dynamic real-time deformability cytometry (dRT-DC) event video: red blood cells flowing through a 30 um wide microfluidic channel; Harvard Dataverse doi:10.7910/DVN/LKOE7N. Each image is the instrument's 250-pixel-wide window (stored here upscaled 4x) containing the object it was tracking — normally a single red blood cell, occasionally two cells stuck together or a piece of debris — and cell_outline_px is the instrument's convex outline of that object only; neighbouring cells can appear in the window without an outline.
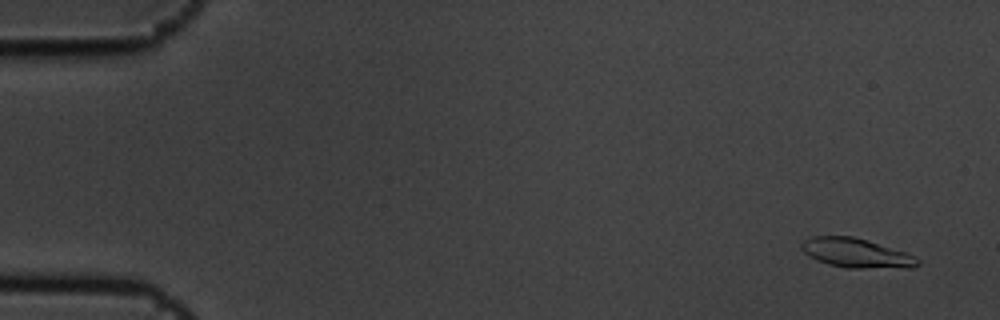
{"species": "common noctule bat (a hibernating species)", "species_latin": "Nyctalus noctula", "temperature_condition": "cold", "stored_images_in_passage": 6, "camera_frame_rate_fps": 3000, "um_per_image_px": 0.085, "animal": {"sex": "male", "body_mass_g": 19.5, "forearm_length_mm": 54.6}, "frame": {"image": 1, "passage_image": 1, "time_ms": 0.0, "image_size_px": [1000, 320], "cell_outline_px": [[920, 264], [912, 268], [844, 268], [828, 264], [816, 260], [808, 256], [800, 248], [800, 244], [804, 240], [812, 236], [852, 236], [868, 240], [908, 252], [920, 260]], "centroid_in_image_um": [72.8, 21.51], "position_along_channel_um": 12.2, "area_um2": 20.23}}